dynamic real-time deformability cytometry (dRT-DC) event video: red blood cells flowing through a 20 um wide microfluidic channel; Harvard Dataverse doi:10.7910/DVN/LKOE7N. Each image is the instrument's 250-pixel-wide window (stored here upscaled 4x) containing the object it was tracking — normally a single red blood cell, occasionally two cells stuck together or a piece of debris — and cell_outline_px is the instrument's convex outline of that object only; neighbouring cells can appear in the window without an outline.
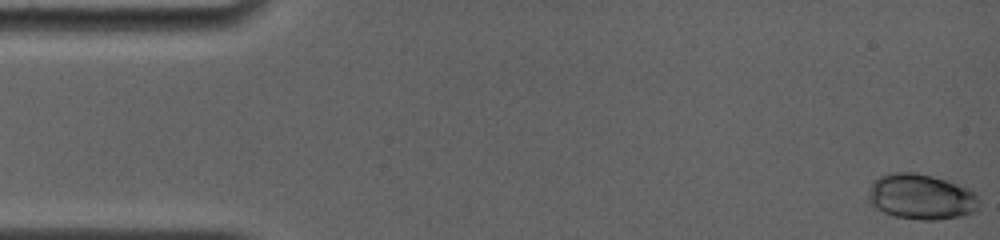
{"species": "common noctule bat (a hibernating species)", "species_latin": "Nyctalus noctula", "temperature_condition": "room temperature", "stored_images_in_passage": 21, "camera_frame_rate_fps": 4000, "um_per_image_px": 0.085, "animal": {"sex": "female", "body_mass_g": 19.0, "forearm_length_mm": 56.7}, "frame": {"image": 1, "passage_image": 1, "time_ms": 0.0, "image_size_px": [1000, 240], "cell_outline_px": [[980, 204], [972, 212], [964, 216], [936, 220], [920, 220], [892, 216], [868, 204], [868, 188], [880, 176], [892, 172], [916, 172], [932, 176], [968, 188], [976, 192], [980, 200]], "centroid_in_image_um": [78.29, 16.74], "position_along_channel_um": 6.7, "area_um2": 29.65}}
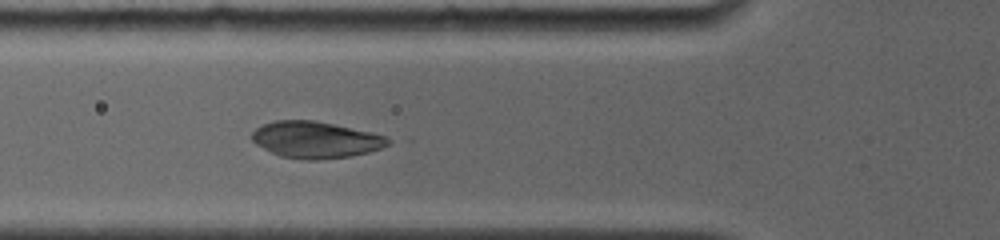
{"frame": {"image": 2, "passage_image": 16, "time_ms": 5.75, "image_size_px": [1000, 240], "cell_outline_px": [[388, 144], [380, 148], [368, 152], [348, 156], [316, 160], [308, 160], [280, 156], [256, 144], [252, 140], [252, 132], [256, 128], [264, 124], [276, 120], [316, 120], [372, 132], [384, 136], [388, 140]], "centroid_in_image_um": [26.79, 11.87], "position_along_channel_um": 99.0, "area_um2": 28.67}}
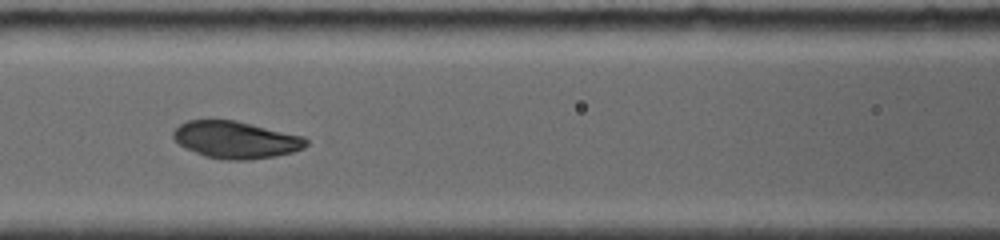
{"frame": {"image": 3, "passage_image": 19, "time_ms": 7.0, "image_size_px": [1000, 240], "cell_outline_px": [[308, 144], [304, 148], [292, 152], [272, 156], [244, 160], [232, 160], [204, 156], [180, 144], [172, 136], [172, 132], [180, 124], [188, 120], [236, 120], [304, 136], [308, 140]], "centroid_in_image_um": [20.07, 11.87], "position_along_channel_um": 146.5, "area_um2": 28.44}}